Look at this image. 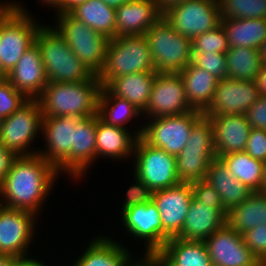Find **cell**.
Wrapping results in <instances>:
<instances>
[{
	"label": "cell",
	"mask_w": 266,
	"mask_h": 266,
	"mask_svg": "<svg viewBox=\"0 0 266 266\" xmlns=\"http://www.w3.org/2000/svg\"><path fill=\"white\" fill-rule=\"evenodd\" d=\"M59 172L38 153L17 156L0 184V205L36 214Z\"/></svg>",
	"instance_id": "1"
},
{
	"label": "cell",
	"mask_w": 266,
	"mask_h": 266,
	"mask_svg": "<svg viewBox=\"0 0 266 266\" xmlns=\"http://www.w3.org/2000/svg\"><path fill=\"white\" fill-rule=\"evenodd\" d=\"M101 88L97 75L82 82H48L36 100L43 117L96 116Z\"/></svg>",
	"instance_id": "2"
},
{
	"label": "cell",
	"mask_w": 266,
	"mask_h": 266,
	"mask_svg": "<svg viewBox=\"0 0 266 266\" xmlns=\"http://www.w3.org/2000/svg\"><path fill=\"white\" fill-rule=\"evenodd\" d=\"M40 26L19 3L0 6V67L6 75L35 43Z\"/></svg>",
	"instance_id": "3"
},
{
	"label": "cell",
	"mask_w": 266,
	"mask_h": 266,
	"mask_svg": "<svg viewBox=\"0 0 266 266\" xmlns=\"http://www.w3.org/2000/svg\"><path fill=\"white\" fill-rule=\"evenodd\" d=\"M35 43L41 53L48 82L75 83L95 75L75 56L68 43L53 26L37 30Z\"/></svg>",
	"instance_id": "4"
},
{
	"label": "cell",
	"mask_w": 266,
	"mask_h": 266,
	"mask_svg": "<svg viewBox=\"0 0 266 266\" xmlns=\"http://www.w3.org/2000/svg\"><path fill=\"white\" fill-rule=\"evenodd\" d=\"M146 71H155L146 37H115L109 40L104 65L97 78L105 86L114 77Z\"/></svg>",
	"instance_id": "5"
},
{
	"label": "cell",
	"mask_w": 266,
	"mask_h": 266,
	"mask_svg": "<svg viewBox=\"0 0 266 266\" xmlns=\"http://www.w3.org/2000/svg\"><path fill=\"white\" fill-rule=\"evenodd\" d=\"M157 73H179L192 61L191 39L162 16L145 34Z\"/></svg>",
	"instance_id": "6"
},
{
	"label": "cell",
	"mask_w": 266,
	"mask_h": 266,
	"mask_svg": "<svg viewBox=\"0 0 266 266\" xmlns=\"http://www.w3.org/2000/svg\"><path fill=\"white\" fill-rule=\"evenodd\" d=\"M216 158L213 145V126L202 116L192 127L185 147L176 156L177 176L180 182L205 180L209 164Z\"/></svg>",
	"instance_id": "7"
},
{
	"label": "cell",
	"mask_w": 266,
	"mask_h": 266,
	"mask_svg": "<svg viewBox=\"0 0 266 266\" xmlns=\"http://www.w3.org/2000/svg\"><path fill=\"white\" fill-rule=\"evenodd\" d=\"M55 30L68 43L75 56L94 74L101 71L109 39L70 14H57Z\"/></svg>",
	"instance_id": "8"
},
{
	"label": "cell",
	"mask_w": 266,
	"mask_h": 266,
	"mask_svg": "<svg viewBox=\"0 0 266 266\" xmlns=\"http://www.w3.org/2000/svg\"><path fill=\"white\" fill-rule=\"evenodd\" d=\"M133 154L136 160L134 173L152 192L181 183L175 156L148 144L141 136L135 142Z\"/></svg>",
	"instance_id": "9"
},
{
	"label": "cell",
	"mask_w": 266,
	"mask_h": 266,
	"mask_svg": "<svg viewBox=\"0 0 266 266\" xmlns=\"http://www.w3.org/2000/svg\"><path fill=\"white\" fill-rule=\"evenodd\" d=\"M202 116L203 112L192 110L177 116L153 118L134 135L176 157L185 147L193 125Z\"/></svg>",
	"instance_id": "10"
},
{
	"label": "cell",
	"mask_w": 266,
	"mask_h": 266,
	"mask_svg": "<svg viewBox=\"0 0 266 266\" xmlns=\"http://www.w3.org/2000/svg\"><path fill=\"white\" fill-rule=\"evenodd\" d=\"M43 113L37 100H29L19 110L2 120L0 142L16 156L37 154L29 151L31 143L42 130ZM27 148V149H26Z\"/></svg>",
	"instance_id": "11"
},
{
	"label": "cell",
	"mask_w": 266,
	"mask_h": 266,
	"mask_svg": "<svg viewBox=\"0 0 266 266\" xmlns=\"http://www.w3.org/2000/svg\"><path fill=\"white\" fill-rule=\"evenodd\" d=\"M163 17L179 34L191 40L221 22L218 0H187L171 7Z\"/></svg>",
	"instance_id": "12"
},
{
	"label": "cell",
	"mask_w": 266,
	"mask_h": 266,
	"mask_svg": "<svg viewBox=\"0 0 266 266\" xmlns=\"http://www.w3.org/2000/svg\"><path fill=\"white\" fill-rule=\"evenodd\" d=\"M81 117H43L41 133L48 149L37 151L40 156L54 166L59 173L70 175V151L74 146L75 125Z\"/></svg>",
	"instance_id": "13"
},
{
	"label": "cell",
	"mask_w": 266,
	"mask_h": 266,
	"mask_svg": "<svg viewBox=\"0 0 266 266\" xmlns=\"http://www.w3.org/2000/svg\"><path fill=\"white\" fill-rule=\"evenodd\" d=\"M194 110L185 95V87L179 73H157L146 109L147 117L177 116Z\"/></svg>",
	"instance_id": "14"
},
{
	"label": "cell",
	"mask_w": 266,
	"mask_h": 266,
	"mask_svg": "<svg viewBox=\"0 0 266 266\" xmlns=\"http://www.w3.org/2000/svg\"><path fill=\"white\" fill-rule=\"evenodd\" d=\"M36 214L0 205V254L27 257L34 235Z\"/></svg>",
	"instance_id": "15"
},
{
	"label": "cell",
	"mask_w": 266,
	"mask_h": 266,
	"mask_svg": "<svg viewBox=\"0 0 266 266\" xmlns=\"http://www.w3.org/2000/svg\"><path fill=\"white\" fill-rule=\"evenodd\" d=\"M193 198L191 183L152 192V201L157 206L163 225V246L182 230L189 204Z\"/></svg>",
	"instance_id": "16"
},
{
	"label": "cell",
	"mask_w": 266,
	"mask_h": 266,
	"mask_svg": "<svg viewBox=\"0 0 266 266\" xmlns=\"http://www.w3.org/2000/svg\"><path fill=\"white\" fill-rule=\"evenodd\" d=\"M204 244L213 266H263L245 245L243 235L227 223L208 237Z\"/></svg>",
	"instance_id": "17"
},
{
	"label": "cell",
	"mask_w": 266,
	"mask_h": 266,
	"mask_svg": "<svg viewBox=\"0 0 266 266\" xmlns=\"http://www.w3.org/2000/svg\"><path fill=\"white\" fill-rule=\"evenodd\" d=\"M121 212L122 225L128 233L147 242L143 258H153L163 248V225L157 206L151 200Z\"/></svg>",
	"instance_id": "18"
},
{
	"label": "cell",
	"mask_w": 266,
	"mask_h": 266,
	"mask_svg": "<svg viewBox=\"0 0 266 266\" xmlns=\"http://www.w3.org/2000/svg\"><path fill=\"white\" fill-rule=\"evenodd\" d=\"M260 97L255 81L224 78L218 81L211 104L204 116L245 114Z\"/></svg>",
	"instance_id": "19"
},
{
	"label": "cell",
	"mask_w": 266,
	"mask_h": 266,
	"mask_svg": "<svg viewBox=\"0 0 266 266\" xmlns=\"http://www.w3.org/2000/svg\"><path fill=\"white\" fill-rule=\"evenodd\" d=\"M13 87L29 100H36L48 84L38 45L34 43L24 52L15 67L7 74Z\"/></svg>",
	"instance_id": "20"
},
{
	"label": "cell",
	"mask_w": 266,
	"mask_h": 266,
	"mask_svg": "<svg viewBox=\"0 0 266 266\" xmlns=\"http://www.w3.org/2000/svg\"><path fill=\"white\" fill-rule=\"evenodd\" d=\"M213 126V145L216 157L245 151L251 126L245 114L206 116Z\"/></svg>",
	"instance_id": "21"
},
{
	"label": "cell",
	"mask_w": 266,
	"mask_h": 266,
	"mask_svg": "<svg viewBox=\"0 0 266 266\" xmlns=\"http://www.w3.org/2000/svg\"><path fill=\"white\" fill-rule=\"evenodd\" d=\"M115 11V37L144 35L163 16L153 0H129Z\"/></svg>",
	"instance_id": "22"
},
{
	"label": "cell",
	"mask_w": 266,
	"mask_h": 266,
	"mask_svg": "<svg viewBox=\"0 0 266 266\" xmlns=\"http://www.w3.org/2000/svg\"><path fill=\"white\" fill-rule=\"evenodd\" d=\"M227 212L225 208H210L192 198L182 230L176 237L204 242L226 224Z\"/></svg>",
	"instance_id": "23"
},
{
	"label": "cell",
	"mask_w": 266,
	"mask_h": 266,
	"mask_svg": "<svg viewBox=\"0 0 266 266\" xmlns=\"http://www.w3.org/2000/svg\"><path fill=\"white\" fill-rule=\"evenodd\" d=\"M159 266H213L203 241L172 237L153 257Z\"/></svg>",
	"instance_id": "24"
},
{
	"label": "cell",
	"mask_w": 266,
	"mask_h": 266,
	"mask_svg": "<svg viewBox=\"0 0 266 266\" xmlns=\"http://www.w3.org/2000/svg\"><path fill=\"white\" fill-rule=\"evenodd\" d=\"M74 146L70 151V176L81 177L96 161L97 115L81 118L75 125Z\"/></svg>",
	"instance_id": "25"
},
{
	"label": "cell",
	"mask_w": 266,
	"mask_h": 266,
	"mask_svg": "<svg viewBox=\"0 0 266 266\" xmlns=\"http://www.w3.org/2000/svg\"><path fill=\"white\" fill-rule=\"evenodd\" d=\"M156 71H146L112 78L105 87L118 98L128 100L141 113L151 96Z\"/></svg>",
	"instance_id": "26"
},
{
	"label": "cell",
	"mask_w": 266,
	"mask_h": 266,
	"mask_svg": "<svg viewBox=\"0 0 266 266\" xmlns=\"http://www.w3.org/2000/svg\"><path fill=\"white\" fill-rule=\"evenodd\" d=\"M92 241L72 266H134L138 262H131L128 248L109 237L99 236Z\"/></svg>",
	"instance_id": "27"
},
{
	"label": "cell",
	"mask_w": 266,
	"mask_h": 266,
	"mask_svg": "<svg viewBox=\"0 0 266 266\" xmlns=\"http://www.w3.org/2000/svg\"><path fill=\"white\" fill-rule=\"evenodd\" d=\"M219 193L224 208L229 211L242 203L253 192L231 174L220 158H215L209 164L205 179Z\"/></svg>",
	"instance_id": "28"
},
{
	"label": "cell",
	"mask_w": 266,
	"mask_h": 266,
	"mask_svg": "<svg viewBox=\"0 0 266 266\" xmlns=\"http://www.w3.org/2000/svg\"><path fill=\"white\" fill-rule=\"evenodd\" d=\"M127 128L116 127L104 122L97 115L96 158L104 155L112 159H126L133 155L137 137Z\"/></svg>",
	"instance_id": "29"
},
{
	"label": "cell",
	"mask_w": 266,
	"mask_h": 266,
	"mask_svg": "<svg viewBox=\"0 0 266 266\" xmlns=\"http://www.w3.org/2000/svg\"><path fill=\"white\" fill-rule=\"evenodd\" d=\"M179 74L184 82L189 105L194 110L204 112L212 102L219 80L192 62Z\"/></svg>",
	"instance_id": "30"
},
{
	"label": "cell",
	"mask_w": 266,
	"mask_h": 266,
	"mask_svg": "<svg viewBox=\"0 0 266 266\" xmlns=\"http://www.w3.org/2000/svg\"><path fill=\"white\" fill-rule=\"evenodd\" d=\"M69 14L109 40L115 38V8L105 4L102 0H87Z\"/></svg>",
	"instance_id": "31"
},
{
	"label": "cell",
	"mask_w": 266,
	"mask_h": 266,
	"mask_svg": "<svg viewBox=\"0 0 266 266\" xmlns=\"http://www.w3.org/2000/svg\"><path fill=\"white\" fill-rule=\"evenodd\" d=\"M229 47L259 49L266 39V19H225L221 20Z\"/></svg>",
	"instance_id": "32"
},
{
	"label": "cell",
	"mask_w": 266,
	"mask_h": 266,
	"mask_svg": "<svg viewBox=\"0 0 266 266\" xmlns=\"http://www.w3.org/2000/svg\"><path fill=\"white\" fill-rule=\"evenodd\" d=\"M226 223L243 234L266 223V193L253 192L242 203L227 212Z\"/></svg>",
	"instance_id": "33"
},
{
	"label": "cell",
	"mask_w": 266,
	"mask_h": 266,
	"mask_svg": "<svg viewBox=\"0 0 266 266\" xmlns=\"http://www.w3.org/2000/svg\"><path fill=\"white\" fill-rule=\"evenodd\" d=\"M220 159L231 174L252 192H262L264 162L254 159L246 151L222 155Z\"/></svg>",
	"instance_id": "34"
},
{
	"label": "cell",
	"mask_w": 266,
	"mask_h": 266,
	"mask_svg": "<svg viewBox=\"0 0 266 266\" xmlns=\"http://www.w3.org/2000/svg\"><path fill=\"white\" fill-rule=\"evenodd\" d=\"M227 77L255 81L261 68L259 49L249 47H229L226 52Z\"/></svg>",
	"instance_id": "35"
},
{
	"label": "cell",
	"mask_w": 266,
	"mask_h": 266,
	"mask_svg": "<svg viewBox=\"0 0 266 266\" xmlns=\"http://www.w3.org/2000/svg\"><path fill=\"white\" fill-rule=\"evenodd\" d=\"M107 124L126 128L125 124L142 113L128 100L114 96L105 86H102L98 99V114Z\"/></svg>",
	"instance_id": "36"
},
{
	"label": "cell",
	"mask_w": 266,
	"mask_h": 266,
	"mask_svg": "<svg viewBox=\"0 0 266 266\" xmlns=\"http://www.w3.org/2000/svg\"><path fill=\"white\" fill-rule=\"evenodd\" d=\"M220 20L266 19V0H218Z\"/></svg>",
	"instance_id": "37"
},
{
	"label": "cell",
	"mask_w": 266,
	"mask_h": 266,
	"mask_svg": "<svg viewBox=\"0 0 266 266\" xmlns=\"http://www.w3.org/2000/svg\"><path fill=\"white\" fill-rule=\"evenodd\" d=\"M192 54L224 53L229 49L228 39L223 26L220 24L211 31L191 40Z\"/></svg>",
	"instance_id": "38"
},
{
	"label": "cell",
	"mask_w": 266,
	"mask_h": 266,
	"mask_svg": "<svg viewBox=\"0 0 266 266\" xmlns=\"http://www.w3.org/2000/svg\"><path fill=\"white\" fill-rule=\"evenodd\" d=\"M29 99L16 90L8 79L0 83V117H9L25 105Z\"/></svg>",
	"instance_id": "39"
},
{
	"label": "cell",
	"mask_w": 266,
	"mask_h": 266,
	"mask_svg": "<svg viewBox=\"0 0 266 266\" xmlns=\"http://www.w3.org/2000/svg\"><path fill=\"white\" fill-rule=\"evenodd\" d=\"M191 62L195 66L205 69L218 80L227 77L226 54L224 53L192 54Z\"/></svg>",
	"instance_id": "40"
},
{
	"label": "cell",
	"mask_w": 266,
	"mask_h": 266,
	"mask_svg": "<svg viewBox=\"0 0 266 266\" xmlns=\"http://www.w3.org/2000/svg\"><path fill=\"white\" fill-rule=\"evenodd\" d=\"M242 235L245 245L264 264L266 262V223L259 224Z\"/></svg>",
	"instance_id": "41"
},
{
	"label": "cell",
	"mask_w": 266,
	"mask_h": 266,
	"mask_svg": "<svg viewBox=\"0 0 266 266\" xmlns=\"http://www.w3.org/2000/svg\"><path fill=\"white\" fill-rule=\"evenodd\" d=\"M193 198L210 208H224L216 189L205 180L191 183Z\"/></svg>",
	"instance_id": "42"
},
{
	"label": "cell",
	"mask_w": 266,
	"mask_h": 266,
	"mask_svg": "<svg viewBox=\"0 0 266 266\" xmlns=\"http://www.w3.org/2000/svg\"><path fill=\"white\" fill-rule=\"evenodd\" d=\"M135 184L130 186L126 192V200L122 210L134 205H142L148 203L152 199V191L150 188L136 175L134 176Z\"/></svg>",
	"instance_id": "43"
},
{
	"label": "cell",
	"mask_w": 266,
	"mask_h": 266,
	"mask_svg": "<svg viewBox=\"0 0 266 266\" xmlns=\"http://www.w3.org/2000/svg\"><path fill=\"white\" fill-rule=\"evenodd\" d=\"M254 159L266 162V130L251 128L245 150Z\"/></svg>",
	"instance_id": "44"
},
{
	"label": "cell",
	"mask_w": 266,
	"mask_h": 266,
	"mask_svg": "<svg viewBox=\"0 0 266 266\" xmlns=\"http://www.w3.org/2000/svg\"><path fill=\"white\" fill-rule=\"evenodd\" d=\"M245 116L251 128L266 130V96L260 95L246 111Z\"/></svg>",
	"instance_id": "45"
},
{
	"label": "cell",
	"mask_w": 266,
	"mask_h": 266,
	"mask_svg": "<svg viewBox=\"0 0 266 266\" xmlns=\"http://www.w3.org/2000/svg\"><path fill=\"white\" fill-rule=\"evenodd\" d=\"M16 157L17 156L12 151L7 150L0 142V184L10 171L12 163Z\"/></svg>",
	"instance_id": "46"
},
{
	"label": "cell",
	"mask_w": 266,
	"mask_h": 266,
	"mask_svg": "<svg viewBox=\"0 0 266 266\" xmlns=\"http://www.w3.org/2000/svg\"><path fill=\"white\" fill-rule=\"evenodd\" d=\"M86 1L87 0H61L60 5L55 10H57V14H69L77 6Z\"/></svg>",
	"instance_id": "47"
},
{
	"label": "cell",
	"mask_w": 266,
	"mask_h": 266,
	"mask_svg": "<svg viewBox=\"0 0 266 266\" xmlns=\"http://www.w3.org/2000/svg\"><path fill=\"white\" fill-rule=\"evenodd\" d=\"M255 83L259 94L266 96V66H261L260 71L256 76Z\"/></svg>",
	"instance_id": "48"
},
{
	"label": "cell",
	"mask_w": 266,
	"mask_h": 266,
	"mask_svg": "<svg viewBox=\"0 0 266 266\" xmlns=\"http://www.w3.org/2000/svg\"><path fill=\"white\" fill-rule=\"evenodd\" d=\"M156 4L157 9L164 14L171 7L185 3L187 0H153Z\"/></svg>",
	"instance_id": "49"
},
{
	"label": "cell",
	"mask_w": 266,
	"mask_h": 266,
	"mask_svg": "<svg viewBox=\"0 0 266 266\" xmlns=\"http://www.w3.org/2000/svg\"><path fill=\"white\" fill-rule=\"evenodd\" d=\"M14 266H47V265L36 259L24 257V258H17Z\"/></svg>",
	"instance_id": "50"
},
{
	"label": "cell",
	"mask_w": 266,
	"mask_h": 266,
	"mask_svg": "<svg viewBox=\"0 0 266 266\" xmlns=\"http://www.w3.org/2000/svg\"><path fill=\"white\" fill-rule=\"evenodd\" d=\"M16 259L10 255L0 254V266H14Z\"/></svg>",
	"instance_id": "51"
},
{
	"label": "cell",
	"mask_w": 266,
	"mask_h": 266,
	"mask_svg": "<svg viewBox=\"0 0 266 266\" xmlns=\"http://www.w3.org/2000/svg\"><path fill=\"white\" fill-rule=\"evenodd\" d=\"M134 266H159L153 258H142Z\"/></svg>",
	"instance_id": "52"
},
{
	"label": "cell",
	"mask_w": 266,
	"mask_h": 266,
	"mask_svg": "<svg viewBox=\"0 0 266 266\" xmlns=\"http://www.w3.org/2000/svg\"><path fill=\"white\" fill-rule=\"evenodd\" d=\"M261 66H266V39L259 48Z\"/></svg>",
	"instance_id": "53"
},
{
	"label": "cell",
	"mask_w": 266,
	"mask_h": 266,
	"mask_svg": "<svg viewBox=\"0 0 266 266\" xmlns=\"http://www.w3.org/2000/svg\"><path fill=\"white\" fill-rule=\"evenodd\" d=\"M105 4L117 8L129 0H102Z\"/></svg>",
	"instance_id": "54"
},
{
	"label": "cell",
	"mask_w": 266,
	"mask_h": 266,
	"mask_svg": "<svg viewBox=\"0 0 266 266\" xmlns=\"http://www.w3.org/2000/svg\"><path fill=\"white\" fill-rule=\"evenodd\" d=\"M46 5H51V7H55V9L60 5L61 0H39ZM46 2V3H45Z\"/></svg>",
	"instance_id": "55"
},
{
	"label": "cell",
	"mask_w": 266,
	"mask_h": 266,
	"mask_svg": "<svg viewBox=\"0 0 266 266\" xmlns=\"http://www.w3.org/2000/svg\"><path fill=\"white\" fill-rule=\"evenodd\" d=\"M262 192L266 193V162L264 163V170H263Z\"/></svg>",
	"instance_id": "56"
},
{
	"label": "cell",
	"mask_w": 266,
	"mask_h": 266,
	"mask_svg": "<svg viewBox=\"0 0 266 266\" xmlns=\"http://www.w3.org/2000/svg\"><path fill=\"white\" fill-rule=\"evenodd\" d=\"M7 79L6 73L0 67V83Z\"/></svg>",
	"instance_id": "57"
},
{
	"label": "cell",
	"mask_w": 266,
	"mask_h": 266,
	"mask_svg": "<svg viewBox=\"0 0 266 266\" xmlns=\"http://www.w3.org/2000/svg\"><path fill=\"white\" fill-rule=\"evenodd\" d=\"M2 120H3V119L0 117V127H1V125H2Z\"/></svg>",
	"instance_id": "58"
}]
</instances>
